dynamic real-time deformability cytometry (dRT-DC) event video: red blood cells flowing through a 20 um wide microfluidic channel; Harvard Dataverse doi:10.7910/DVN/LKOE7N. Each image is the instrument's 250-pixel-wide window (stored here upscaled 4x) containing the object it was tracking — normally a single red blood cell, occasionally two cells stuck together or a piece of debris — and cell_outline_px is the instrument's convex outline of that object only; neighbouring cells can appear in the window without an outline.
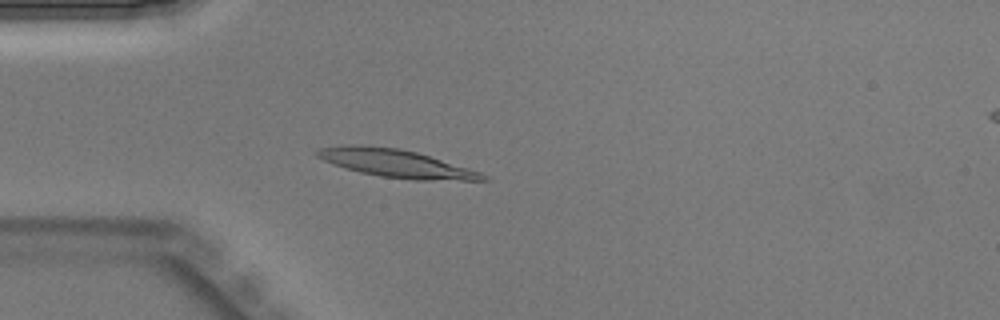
{"species": "Egyptian fruit bat (a non-hibernating species)", "species_latin": "Rousettus aegyptiacus", "temperature_condition": "warm", "stored_images_in_passage": 42, "camera_frame_rate_fps": 3000, "um_per_image_px": 0.085, "animal": {"sex": "male"}, "frame": {"image": 1, "passage_image": 10, "time_ms": 3.0, "image_size_px": [1000, 320], "cell_outline_px": [[488, 180], [416, 180], [380, 176], [360, 172], [344, 168], [324, 160], [316, 156], [316, 152], [320, 148], [348, 144], [360, 144], [400, 148], [416, 152], [468, 168], [480, 172], [488, 176]], "centroid_in_image_um": [33.64, 13.88], "position_along_channel_um": 51.4, "area_um2": 26.76}}
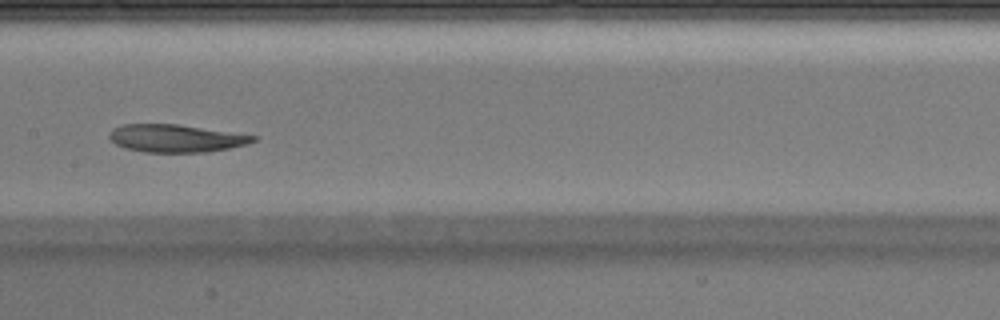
{"frame": {"image": 2, "passage_image": 20, "time_ms": 6.333, "image_size_px": [1000, 320], "cell_outline_px": [[260, 136], [256, 140], [248, 144], [208, 152], [144, 152], [124, 148], [116, 144], [108, 136], [108, 132], [112, 128], [124, 124], [176, 124]], "centroid_in_image_um": [14.95, 11.75], "position_along_channel_um": 192.5, "area_um2": 23.29}}
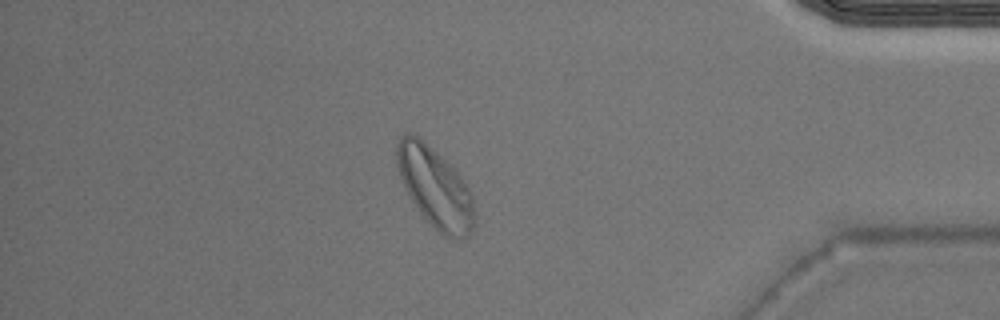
{"frame": {"image": 3, "passage_image": 36, "time_ms": 11.667, "image_size_px": [1000, 320], "cell_outline_px": [[476, 220], [472, 232], [468, 236], [456, 240], [448, 240], [420, 212], [412, 200], [400, 176], [396, 164], [396, 144], [400, 136], [404, 132], [412, 132], [456, 168], [468, 188], [472, 196]], "centroid_in_image_um": [37.01, 15.94], "position_along_channel_um": 398.2, "area_um2": 36.41}}